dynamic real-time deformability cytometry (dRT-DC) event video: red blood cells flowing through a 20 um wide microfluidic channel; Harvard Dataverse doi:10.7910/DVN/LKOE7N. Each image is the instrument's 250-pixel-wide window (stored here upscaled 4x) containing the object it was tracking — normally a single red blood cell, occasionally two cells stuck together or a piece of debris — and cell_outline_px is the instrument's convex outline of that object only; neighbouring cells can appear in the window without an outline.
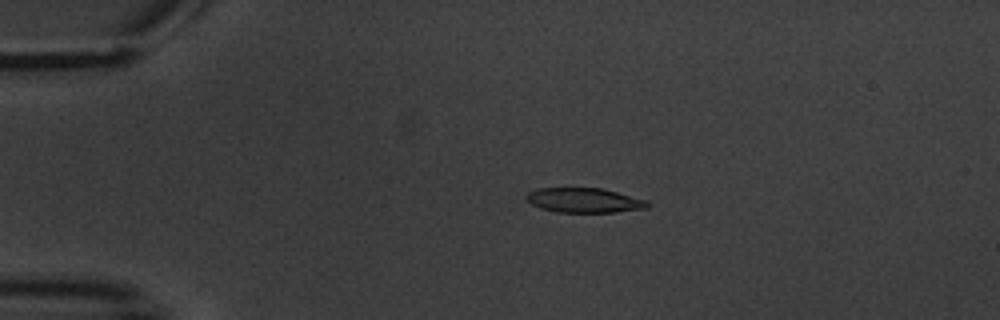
{"species": "common noctule bat (a hibernating species)", "species_latin": "Nyctalus noctula", "temperature_condition": "warm", "stored_images_in_passage": 4, "camera_frame_rate_fps": 3000, "um_per_image_px": 0.085, "animal": {"sex": "male", "body_mass_g": 20.1, "forearm_length_mm": 53.5}, "frame": {"image": 1, "passage_image": 3, "time_ms": 2.333, "image_size_px": [1000, 320], "cell_outline_px": [[648, 208], [612, 212], [556, 212], [540, 208], [532, 204], [524, 196], [528, 192], [536, 188], [600, 188], [648, 200]], "centroid_in_image_um": [49.63, 17.02], "position_along_channel_um": 35.4, "area_um2": 17.34}}